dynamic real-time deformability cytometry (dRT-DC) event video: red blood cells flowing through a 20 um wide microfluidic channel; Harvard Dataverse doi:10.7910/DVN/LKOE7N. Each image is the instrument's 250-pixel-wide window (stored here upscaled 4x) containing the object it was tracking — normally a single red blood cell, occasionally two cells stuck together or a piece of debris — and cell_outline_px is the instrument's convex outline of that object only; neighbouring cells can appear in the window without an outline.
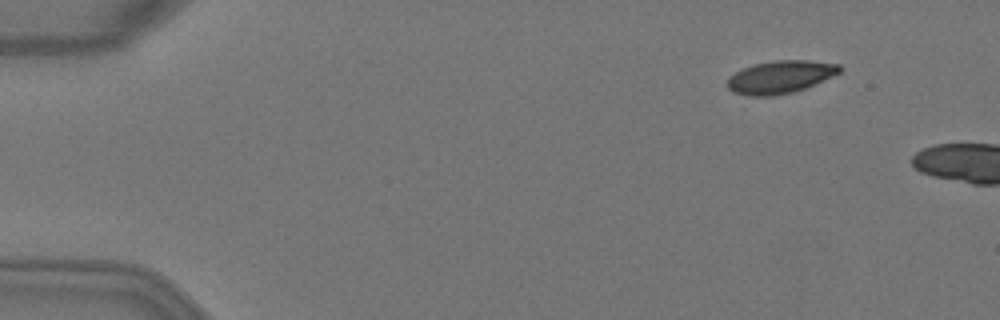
{"species": "Egyptian fruit bat (a non-hibernating species)", "species_latin": "Rousettus aegyptiacus", "temperature_condition": "warm", "stored_images_in_passage": 3, "camera_frame_rate_fps": 3000, "um_per_image_px": 0.085, "animal": {"sex": "female"}, "frame": {"image": 1, "passage_image": 2, "time_ms": 0.333, "image_size_px": [1000, 320], "cell_outline_px": [[844, 68], [840, 72], [832, 76], [804, 88], [792, 92], [772, 96], [752, 96], [732, 92], [724, 84], [728, 76], [752, 64], [776, 60], [808, 60], [840, 64]], "centroid_in_image_um": [66.29, 6.53], "position_along_channel_um": 18.7, "area_um2": 21.5}}